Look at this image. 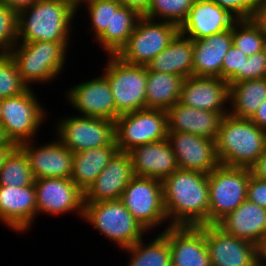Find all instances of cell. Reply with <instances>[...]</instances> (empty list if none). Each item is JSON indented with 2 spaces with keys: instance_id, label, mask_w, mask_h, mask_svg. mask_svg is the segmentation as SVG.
<instances>
[{
  "instance_id": "6da1fadb",
  "label": "cell",
  "mask_w": 266,
  "mask_h": 266,
  "mask_svg": "<svg viewBox=\"0 0 266 266\" xmlns=\"http://www.w3.org/2000/svg\"><path fill=\"white\" fill-rule=\"evenodd\" d=\"M162 188L170 226L208 225V174L178 168L162 180Z\"/></svg>"
},
{
  "instance_id": "7a4b0ae2",
  "label": "cell",
  "mask_w": 266,
  "mask_h": 266,
  "mask_svg": "<svg viewBox=\"0 0 266 266\" xmlns=\"http://www.w3.org/2000/svg\"><path fill=\"white\" fill-rule=\"evenodd\" d=\"M78 13L62 0H39L18 13V42H71Z\"/></svg>"
},
{
  "instance_id": "3957f363",
  "label": "cell",
  "mask_w": 266,
  "mask_h": 266,
  "mask_svg": "<svg viewBox=\"0 0 266 266\" xmlns=\"http://www.w3.org/2000/svg\"><path fill=\"white\" fill-rule=\"evenodd\" d=\"M219 163L249 168L266 148V131L247 118L223 117L215 139Z\"/></svg>"
},
{
  "instance_id": "277c9868",
  "label": "cell",
  "mask_w": 266,
  "mask_h": 266,
  "mask_svg": "<svg viewBox=\"0 0 266 266\" xmlns=\"http://www.w3.org/2000/svg\"><path fill=\"white\" fill-rule=\"evenodd\" d=\"M69 44L71 45V42H18L9 54L23 82L33 88L32 84L35 83L51 84L57 80L64 67H68L66 64Z\"/></svg>"
},
{
  "instance_id": "5b68a950",
  "label": "cell",
  "mask_w": 266,
  "mask_h": 266,
  "mask_svg": "<svg viewBox=\"0 0 266 266\" xmlns=\"http://www.w3.org/2000/svg\"><path fill=\"white\" fill-rule=\"evenodd\" d=\"M111 244L125 249L150 235L130 214L120 199L84 203L83 219Z\"/></svg>"
},
{
  "instance_id": "8992f818",
  "label": "cell",
  "mask_w": 266,
  "mask_h": 266,
  "mask_svg": "<svg viewBox=\"0 0 266 266\" xmlns=\"http://www.w3.org/2000/svg\"><path fill=\"white\" fill-rule=\"evenodd\" d=\"M34 91L28 88L22 94L2 99L0 130L5 140L17 146L39 139L35 137L47 122L49 112Z\"/></svg>"
},
{
  "instance_id": "52a82bcc",
  "label": "cell",
  "mask_w": 266,
  "mask_h": 266,
  "mask_svg": "<svg viewBox=\"0 0 266 266\" xmlns=\"http://www.w3.org/2000/svg\"><path fill=\"white\" fill-rule=\"evenodd\" d=\"M101 72L108 80L116 104V119L145 108L146 66L129 64L117 55H108Z\"/></svg>"
},
{
  "instance_id": "ba28073f",
  "label": "cell",
  "mask_w": 266,
  "mask_h": 266,
  "mask_svg": "<svg viewBox=\"0 0 266 266\" xmlns=\"http://www.w3.org/2000/svg\"><path fill=\"white\" fill-rule=\"evenodd\" d=\"M250 170L219 164L208 174V225H216L247 199Z\"/></svg>"
},
{
  "instance_id": "9c48e42d",
  "label": "cell",
  "mask_w": 266,
  "mask_h": 266,
  "mask_svg": "<svg viewBox=\"0 0 266 266\" xmlns=\"http://www.w3.org/2000/svg\"><path fill=\"white\" fill-rule=\"evenodd\" d=\"M120 200L149 233L160 229L164 224L167 225L162 229L170 227L164 206L161 180L134 176L123 191Z\"/></svg>"
},
{
  "instance_id": "30bf717a",
  "label": "cell",
  "mask_w": 266,
  "mask_h": 266,
  "mask_svg": "<svg viewBox=\"0 0 266 266\" xmlns=\"http://www.w3.org/2000/svg\"><path fill=\"white\" fill-rule=\"evenodd\" d=\"M179 32V26L174 23L141 16L127 44L117 56L126 63L147 66L166 49Z\"/></svg>"
},
{
  "instance_id": "8fae6325",
  "label": "cell",
  "mask_w": 266,
  "mask_h": 266,
  "mask_svg": "<svg viewBox=\"0 0 266 266\" xmlns=\"http://www.w3.org/2000/svg\"><path fill=\"white\" fill-rule=\"evenodd\" d=\"M166 110L144 108L121 114L115 120V141L119 151L129 152L139 145L167 139Z\"/></svg>"
},
{
  "instance_id": "7c38bea8",
  "label": "cell",
  "mask_w": 266,
  "mask_h": 266,
  "mask_svg": "<svg viewBox=\"0 0 266 266\" xmlns=\"http://www.w3.org/2000/svg\"><path fill=\"white\" fill-rule=\"evenodd\" d=\"M55 136L73 153L107 146L115 140V122L98 117L63 115L55 121Z\"/></svg>"
},
{
  "instance_id": "4fadbf2b",
  "label": "cell",
  "mask_w": 266,
  "mask_h": 266,
  "mask_svg": "<svg viewBox=\"0 0 266 266\" xmlns=\"http://www.w3.org/2000/svg\"><path fill=\"white\" fill-rule=\"evenodd\" d=\"M37 218L38 214L59 216L74 214L83 219L84 192L71 178L35 179Z\"/></svg>"
},
{
  "instance_id": "5bb4252c",
  "label": "cell",
  "mask_w": 266,
  "mask_h": 266,
  "mask_svg": "<svg viewBox=\"0 0 266 266\" xmlns=\"http://www.w3.org/2000/svg\"><path fill=\"white\" fill-rule=\"evenodd\" d=\"M93 78V79H92ZM79 81L65 93V99L77 116L105 118L115 122L116 104L107 78L101 73Z\"/></svg>"
},
{
  "instance_id": "9a60e30c",
  "label": "cell",
  "mask_w": 266,
  "mask_h": 266,
  "mask_svg": "<svg viewBox=\"0 0 266 266\" xmlns=\"http://www.w3.org/2000/svg\"><path fill=\"white\" fill-rule=\"evenodd\" d=\"M53 137L54 140L44 145L37 144V139L20 145L28 157L35 179L72 176L74 153L56 136Z\"/></svg>"
},
{
  "instance_id": "2e32d148",
  "label": "cell",
  "mask_w": 266,
  "mask_h": 266,
  "mask_svg": "<svg viewBox=\"0 0 266 266\" xmlns=\"http://www.w3.org/2000/svg\"><path fill=\"white\" fill-rule=\"evenodd\" d=\"M167 140L179 169L209 174L220 164L215 140L185 132H168Z\"/></svg>"
},
{
  "instance_id": "e0dca14e",
  "label": "cell",
  "mask_w": 266,
  "mask_h": 266,
  "mask_svg": "<svg viewBox=\"0 0 266 266\" xmlns=\"http://www.w3.org/2000/svg\"><path fill=\"white\" fill-rule=\"evenodd\" d=\"M211 266H258L257 245L226 234L217 225H205Z\"/></svg>"
},
{
  "instance_id": "ac0fdd59",
  "label": "cell",
  "mask_w": 266,
  "mask_h": 266,
  "mask_svg": "<svg viewBox=\"0 0 266 266\" xmlns=\"http://www.w3.org/2000/svg\"><path fill=\"white\" fill-rule=\"evenodd\" d=\"M159 232L168 239L172 266H211L205 225L170 226Z\"/></svg>"
},
{
  "instance_id": "d6986e66",
  "label": "cell",
  "mask_w": 266,
  "mask_h": 266,
  "mask_svg": "<svg viewBox=\"0 0 266 266\" xmlns=\"http://www.w3.org/2000/svg\"><path fill=\"white\" fill-rule=\"evenodd\" d=\"M37 217L34 185L23 187L0 186V223L10 231L25 234Z\"/></svg>"
},
{
  "instance_id": "ffe728a7",
  "label": "cell",
  "mask_w": 266,
  "mask_h": 266,
  "mask_svg": "<svg viewBox=\"0 0 266 266\" xmlns=\"http://www.w3.org/2000/svg\"><path fill=\"white\" fill-rule=\"evenodd\" d=\"M134 176L130 153L118 151L84 192V203L120 199Z\"/></svg>"
},
{
  "instance_id": "44dd1931",
  "label": "cell",
  "mask_w": 266,
  "mask_h": 266,
  "mask_svg": "<svg viewBox=\"0 0 266 266\" xmlns=\"http://www.w3.org/2000/svg\"><path fill=\"white\" fill-rule=\"evenodd\" d=\"M179 102L201 110L229 112V83L219 77L184 78Z\"/></svg>"
},
{
  "instance_id": "7402d4cb",
  "label": "cell",
  "mask_w": 266,
  "mask_h": 266,
  "mask_svg": "<svg viewBox=\"0 0 266 266\" xmlns=\"http://www.w3.org/2000/svg\"><path fill=\"white\" fill-rule=\"evenodd\" d=\"M237 20L212 0H195L179 30L184 36L198 40L231 29Z\"/></svg>"
},
{
  "instance_id": "603a6c76",
  "label": "cell",
  "mask_w": 266,
  "mask_h": 266,
  "mask_svg": "<svg viewBox=\"0 0 266 266\" xmlns=\"http://www.w3.org/2000/svg\"><path fill=\"white\" fill-rule=\"evenodd\" d=\"M168 132H185L215 140L229 112L201 110L177 102L167 111Z\"/></svg>"
},
{
  "instance_id": "cb8c5ba5",
  "label": "cell",
  "mask_w": 266,
  "mask_h": 266,
  "mask_svg": "<svg viewBox=\"0 0 266 266\" xmlns=\"http://www.w3.org/2000/svg\"><path fill=\"white\" fill-rule=\"evenodd\" d=\"M129 153L135 176L162 181L178 169L175 154L167 139L136 146Z\"/></svg>"
},
{
  "instance_id": "d4e9b609",
  "label": "cell",
  "mask_w": 266,
  "mask_h": 266,
  "mask_svg": "<svg viewBox=\"0 0 266 266\" xmlns=\"http://www.w3.org/2000/svg\"><path fill=\"white\" fill-rule=\"evenodd\" d=\"M216 225L226 234L258 245L266 236V209L246 199Z\"/></svg>"
},
{
  "instance_id": "484cf974",
  "label": "cell",
  "mask_w": 266,
  "mask_h": 266,
  "mask_svg": "<svg viewBox=\"0 0 266 266\" xmlns=\"http://www.w3.org/2000/svg\"><path fill=\"white\" fill-rule=\"evenodd\" d=\"M232 46V28L193 40V76L221 78L223 58Z\"/></svg>"
},
{
  "instance_id": "4316f807",
  "label": "cell",
  "mask_w": 266,
  "mask_h": 266,
  "mask_svg": "<svg viewBox=\"0 0 266 266\" xmlns=\"http://www.w3.org/2000/svg\"><path fill=\"white\" fill-rule=\"evenodd\" d=\"M149 71L176 74L184 78L193 75V40L180 32L164 51L146 66Z\"/></svg>"
},
{
  "instance_id": "83f0119b",
  "label": "cell",
  "mask_w": 266,
  "mask_h": 266,
  "mask_svg": "<svg viewBox=\"0 0 266 266\" xmlns=\"http://www.w3.org/2000/svg\"><path fill=\"white\" fill-rule=\"evenodd\" d=\"M141 15L130 7L112 0L111 31H104L95 41L107 55H117L127 44Z\"/></svg>"
},
{
  "instance_id": "f1b7e54d",
  "label": "cell",
  "mask_w": 266,
  "mask_h": 266,
  "mask_svg": "<svg viewBox=\"0 0 266 266\" xmlns=\"http://www.w3.org/2000/svg\"><path fill=\"white\" fill-rule=\"evenodd\" d=\"M118 151L114 140L107 146L74 153L72 181L85 192Z\"/></svg>"
},
{
  "instance_id": "f546056e",
  "label": "cell",
  "mask_w": 266,
  "mask_h": 266,
  "mask_svg": "<svg viewBox=\"0 0 266 266\" xmlns=\"http://www.w3.org/2000/svg\"><path fill=\"white\" fill-rule=\"evenodd\" d=\"M266 99V77L229 85V114L250 119Z\"/></svg>"
},
{
  "instance_id": "4dcf8cb0",
  "label": "cell",
  "mask_w": 266,
  "mask_h": 266,
  "mask_svg": "<svg viewBox=\"0 0 266 266\" xmlns=\"http://www.w3.org/2000/svg\"><path fill=\"white\" fill-rule=\"evenodd\" d=\"M184 77L147 69L145 108L168 110L179 102Z\"/></svg>"
},
{
  "instance_id": "1f68e13d",
  "label": "cell",
  "mask_w": 266,
  "mask_h": 266,
  "mask_svg": "<svg viewBox=\"0 0 266 266\" xmlns=\"http://www.w3.org/2000/svg\"><path fill=\"white\" fill-rule=\"evenodd\" d=\"M152 238L149 242L142 238L134 245L122 249L129 257L126 266H172L167 237L162 232H155Z\"/></svg>"
},
{
  "instance_id": "d6a6232c",
  "label": "cell",
  "mask_w": 266,
  "mask_h": 266,
  "mask_svg": "<svg viewBox=\"0 0 266 266\" xmlns=\"http://www.w3.org/2000/svg\"><path fill=\"white\" fill-rule=\"evenodd\" d=\"M35 177L24 150L17 146L0 168V186L23 187L34 185Z\"/></svg>"
},
{
  "instance_id": "836d02e7",
  "label": "cell",
  "mask_w": 266,
  "mask_h": 266,
  "mask_svg": "<svg viewBox=\"0 0 266 266\" xmlns=\"http://www.w3.org/2000/svg\"><path fill=\"white\" fill-rule=\"evenodd\" d=\"M232 44L249 57L266 49V35L252 19H240L232 26Z\"/></svg>"
},
{
  "instance_id": "e575fe53",
  "label": "cell",
  "mask_w": 266,
  "mask_h": 266,
  "mask_svg": "<svg viewBox=\"0 0 266 266\" xmlns=\"http://www.w3.org/2000/svg\"><path fill=\"white\" fill-rule=\"evenodd\" d=\"M194 2L195 0H151L150 7L143 16L152 20L171 22L180 27Z\"/></svg>"
},
{
  "instance_id": "d590c367",
  "label": "cell",
  "mask_w": 266,
  "mask_h": 266,
  "mask_svg": "<svg viewBox=\"0 0 266 266\" xmlns=\"http://www.w3.org/2000/svg\"><path fill=\"white\" fill-rule=\"evenodd\" d=\"M28 88L11 55L9 53L0 54V99L17 96Z\"/></svg>"
},
{
  "instance_id": "8d00e7d4",
  "label": "cell",
  "mask_w": 266,
  "mask_h": 266,
  "mask_svg": "<svg viewBox=\"0 0 266 266\" xmlns=\"http://www.w3.org/2000/svg\"><path fill=\"white\" fill-rule=\"evenodd\" d=\"M77 11L87 9L90 21L89 32L96 40L104 31H111L112 0H86ZM85 5V7H84ZM89 17V19H88ZM94 35V36H93Z\"/></svg>"
},
{
  "instance_id": "74e56055",
  "label": "cell",
  "mask_w": 266,
  "mask_h": 266,
  "mask_svg": "<svg viewBox=\"0 0 266 266\" xmlns=\"http://www.w3.org/2000/svg\"><path fill=\"white\" fill-rule=\"evenodd\" d=\"M18 43V13L0 1V54L9 53Z\"/></svg>"
},
{
  "instance_id": "f35d334b",
  "label": "cell",
  "mask_w": 266,
  "mask_h": 266,
  "mask_svg": "<svg viewBox=\"0 0 266 266\" xmlns=\"http://www.w3.org/2000/svg\"><path fill=\"white\" fill-rule=\"evenodd\" d=\"M248 59L240 49L233 44L223 58L221 65V79L230 84L244 80V65Z\"/></svg>"
},
{
  "instance_id": "ab89813d",
  "label": "cell",
  "mask_w": 266,
  "mask_h": 266,
  "mask_svg": "<svg viewBox=\"0 0 266 266\" xmlns=\"http://www.w3.org/2000/svg\"><path fill=\"white\" fill-rule=\"evenodd\" d=\"M238 20L252 19L262 0H212Z\"/></svg>"
},
{
  "instance_id": "60d3db41",
  "label": "cell",
  "mask_w": 266,
  "mask_h": 266,
  "mask_svg": "<svg viewBox=\"0 0 266 266\" xmlns=\"http://www.w3.org/2000/svg\"><path fill=\"white\" fill-rule=\"evenodd\" d=\"M266 77V49L245 60L244 80Z\"/></svg>"
},
{
  "instance_id": "b9f144b4",
  "label": "cell",
  "mask_w": 266,
  "mask_h": 266,
  "mask_svg": "<svg viewBox=\"0 0 266 266\" xmlns=\"http://www.w3.org/2000/svg\"><path fill=\"white\" fill-rule=\"evenodd\" d=\"M247 200L266 209V180L250 174L247 186Z\"/></svg>"
},
{
  "instance_id": "7bdbcfd3",
  "label": "cell",
  "mask_w": 266,
  "mask_h": 266,
  "mask_svg": "<svg viewBox=\"0 0 266 266\" xmlns=\"http://www.w3.org/2000/svg\"><path fill=\"white\" fill-rule=\"evenodd\" d=\"M249 170L252 176L266 180V148Z\"/></svg>"
},
{
  "instance_id": "ee69618b",
  "label": "cell",
  "mask_w": 266,
  "mask_h": 266,
  "mask_svg": "<svg viewBox=\"0 0 266 266\" xmlns=\"http://www.w3.org/2000/svg\"><path fill=\"white\" fill-rule=\"evenodd\" d=\"M123 6L135 9L143 16L150 7L151 0H118Z\"/></svg>"
},
{
  "instance_id": "f6af8a7d",
  "label": "cell",
  "mask_w": 266,
  "mask_h": 266,
  "mask_svg": "<svg viewBox=\"0 0 266 266\" xmlns=\"http://www.w3.org/2000/svg\"><path fill=\"white\" fill-rule=\"evenodd\" d=\"M252 20L266 35V0H262Z\"/></svg>"
},
{
  "instance_id": "bcb514c9",
  "label": "cell",
  "mask_w": 266,
  "mask_h": 266,
  "mask_svg": "<svg viewBox=\"0 0 266 266\" xmlns=\"http://www.w3.org/2000/svg\"><path fill=\"white\" fill-rule=\"evenodd\" d=\"M250 120L255 123L260 129L266 131V99L253 114Z\"/></svg>"
},
{
  "instance_id": "7dc6e473",
  "label": "cell",
  "mask_w": 266,
  "mask_h": 266,
  "mask_svg": "<svg viewBox=\"0 0 266 266\" xmlns=\"http://www.w3.org/2000/svg\"><path fill=\"white\" fill-rule=\"evenodd\" d=\"M3 4H5L8 8L15 10L19 13L21 10L32 6L39 0H0Z\"/></svg>"
},
{
  "instance_id": "c3c4849f",
  "label": "cell",
  "mask_w": 266,
  "mask_h": 266,
  "mask_svg": "<svg viewBox=\"0 0 266 266\" xmlns=\"http://www.w3.org/2000/svg\"><path fill=\"white\" fill-rule=\"evenodd\" d=\"M16 147V144L5 139L0 142V168L4 165L7 157Z\"/></svg>"
},
{
  "instance_id": "681fc988",
  "label": "cell",
  "mask_w": 266,
  "mask_h": 266,
  "mask_svg": "<svg viewBox=\"0 0 266 266\" xmlns=\"http://www.w3.org/2000/svg\"><path fill=\"white\" fill-rule=\"evenodd\" d=\"M258 266H266V236L257 245Z\"/></svg>"
},
{
  "instance_id": "f907efd6",
  "label": "cell",
  "mask_w": 266,
  "mask_h": 266,
  "mask_svg": "<svg viewBox=\"0 0 266 266\" xmlns=\"http://www.w3.org/2000/svg\"><path fill=\"white\" fill-rule=\"evenodd\" d=\"M69 3L73 8L78 10L86 0H62Z\"/></svg>"
},
{
  "instance_id": "816d5d0a",
  "label": "cell",
  "mask_w": 266,
  "mask_h": 266,
  "mask_svg": "<svg viewBox=\"0 0 266 266\" xmlns=\"http://www.w3.org/2000/svg\"><path fill=\"white\" fill-rule=\"evenodd\" d=\"M1 105H2V99H0V120H1Z\"/></svg>"
},
{
  "instance_id": "f5cc1de1",
  "label": "cell",
  "mask_w": 266,
  "mask_h": 266,
  "mask_svg": "<svg viewBox=\"0 0 266 266\" xmlns=\"http://www.w3.org/2000/svg\"><path fill=\"white\" fill-rule=\"evenodd\" d=\"M3 136H2V133H1V130H0V142L3 140Z\"/></svg>"
}]
</instances>
